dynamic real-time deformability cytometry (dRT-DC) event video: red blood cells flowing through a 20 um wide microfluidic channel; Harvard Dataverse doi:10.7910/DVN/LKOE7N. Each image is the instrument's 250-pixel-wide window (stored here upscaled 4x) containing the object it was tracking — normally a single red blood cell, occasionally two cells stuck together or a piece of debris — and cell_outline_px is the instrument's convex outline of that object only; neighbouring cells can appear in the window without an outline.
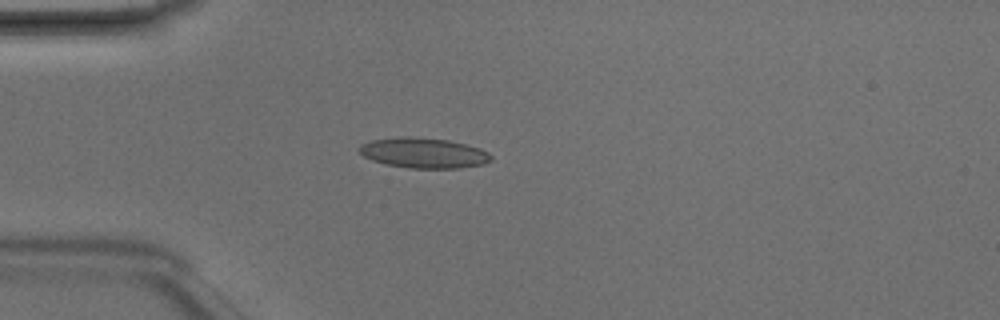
{"species": "Egyptian fruit bat (a non-hibernating species)", "species_latin": "Rousettus aegyptiacus", "temperature_condition": "room temperature", "stored_images_in_passage": 3, "camera_frame_rate_fps": 3000, "um_per_image_px": 0.085, "animal": {"sex": "male"}, "frame": {"image": 1, "passage_image": 2, "time_ms": 0.333, "image_size_px": [1000, 320], "cell_outline_px": [[492, 160], [484, 164], [460, 168], [408, 168], [388, 164], [372, 160], [364, 156], [356, 148], [360, 144], [372, 140], [400, 136], [408, 136], [448, 140], [480, 148], [488, 152], [492, 156]], "centroid_in_image_um": [36.0, 12.99], "position_along_channel_um": 49.0, "area_um2": 23.29}}